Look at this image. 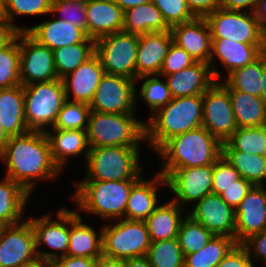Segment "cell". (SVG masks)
<instances>
[{
	"label": "cell",
	"mask_w": 266,
	"mask_h": 267,
	"mask_svg": "<svg viewBox=\"0 0 266 267\" xmlns=\"http://www.w3.org/2000/svg\"><path fill=\"white\" fill-rule=\"evenodd\" d=\"M0 158L6 163L8 178L22 185L30 194L34 180H51L60 174L55 165L49 139L44 131H32L10 137Z\"/></svg>",
	"instance_id": "1"
},
{
	"label": "cell",
	"mask_w": 266,
	"mask_h": 267,
	"mask_svg": "<svg viewBox=\"0 0 266 267\" xmlns=\"http://www.w3.org/2000/svg\"><path fill=\"white\" fill-rule=\"evenodd\" d=\"M166 177L171 171L214 164L222 156V143L204 127L192 129L167 140L157 151Z\"/></svg>",
	"instance_id": "2"
},
{
	"label": "cell",
	"mask_w": 266,
	"mask_h": 267,
	"mask_svg": "<svg viewBox=\"0 0 266 267\" xmlns=\"http://www.w3.org/2000/svg\"><path fill=\"white\" fill-rule=\"evenodd\" d=\"M157 112L145 123V141L155 152L172 137L202 126V95L172 98Z\"/></svg>",
	"instance_id": "3"
},
{
	"label": "cell",
	"mask_w": 266,
	"mask_h": 267,
	"mask_svg": "<svg viewBox=\"0 0 266 267\" xmlns=\"http://www.w3.org/2000/svg\"><path fill=\"white\" fill-rule=\"evenodd\" d=\"M139 179L119 181L83 180L76 183L73 199L81 211L107 219H123L132 186Z\"/></svg>",
	"instance_id": "4"
},
{
	"label": "cell",
	"mask_w": 266,
	"mask_h": 267,
	"mask_svg": "<svg viewBox=\"0 0 266 267\" xmlns=\"http://www.w3.org/2000/svg\"><path fill=\"white\" fill-rule=\"evenodd\" d=\"M89 148L104 146L139 147L145 141V123L135 114L90 111L87 127Z\"/></svg>",
	"instance_id": "5"
},
{
	"label": "cell",
	"mask_w": 266,
	"mask_h": 267,
	"mask_svg": "<svg viewBox=\"0 0 266 267\" xmlns=\"http://www.w3.org/2000/svg\"><path fill=\"white\" fill-rule=\"evenodd\" d=\"M140 148L104 146L90 148L84 180L119 181L140 179Z\"/></svg>",
	"instance_id": "6"
},
{
	"label": "cell",
	"mask_w": 266,
	"mask_h": 267,
	"mask_svg": "<svg viewBox=\"0 0 266 267\" xmlns=\"http://www.w3.org/2000/svg\"><path fill=\"white\" fill-rule=\"evenodd\" d=\"M23 88L24 114L29 130L44 132L45 126L53 127L66 101L62 79L36 82Z\"/></svg>",
	"instance_id": "7"
},
{
	"label": "cell",
	"mask_w": 266,
	"mask_h": 267,
	"mask_svg": "<svg viewBox=\"0 0 266 267\" xmlns=\"http://www.w3.org/2000/svg\"><path fill=\"white\" fill-rule=\"evenodd\" d=\"M150 243L144 221L121 219L102 226L104 256L123 260L147 256Z\"/></svg>",
	"instance_id": "8"
},
{
	"label": "cell",
	"mask_w": 266,
	"mask_h": 267,
	"mask_svg": "<svg viewBox=\"0 0 266 267\" xmlns=\"http://www.w3.org/2000/svg\"><path fill=\"white\" fill-rule=\"evenodd\" d=\"M139 36L124 31L95 40V54L105 73L137 81L136 56Z\"/></svg>",
	"instance_id": "9"
},
{
	"label": "cell",
	"mask_w": 266,
	"mask_h": 267,
	"mask_svg": "<svg viewBox=\"0 0 266 267\" xmlns=\"http://www.w3.org/2000/svg\"><path fill=\"white\" fill-rule=\"evenodd\" d=\"M217 8L205 19L210 27L212 38H227L245 44H266L263 33L254 12Z\"/></svg>",
	"instance_id": "10"
},
{
	"label": "cell",
	"mask_w": 266,
	"mask_h": 267,
	"mask_svg": "<svg viewBox=\"0 0 266 267\" xmlns=\"http://www.w3.org/2000/svg\"><path fill=\"white\" fill-rule=\"evenodd\" d=\"M136 81L105 73L89 104L90 110L112 114H135Z\"/></svg>",
	"instance_id": "11"
},
{
	"label": "cell",
	"mask_w": 266,
	"mask_h": 267,
	"mask_svg": "<svg viewBox=\"0 0 266 267\" xmlns=\"http://www.w3.org/2000/svg\"><path fill=\"white\" fill-rule=\"evenodd\" d=\"M202 98V127L221 143L226 142L238 128L228 90L216 81Z\"/></svg>",
	"instance_id": "12"
},
{
	"label": "cell",
	"mask_w": 266,
	"mask_h": 267,
	"mask_svg": "<svg viewBox=\"0 0 266 267\" xmlns=\"http://www.w3.org/2000/svg\"><path fill=\"white\" fill-rule=\"evenodd\" d=\"M20 73L22 86L58 79L53 50L38 43L26 31L19 32Z\"/></svg>",
	"instance_id": "13"
},
{
	"label": "cell",
	"mask_w": 266,
	"mask_h": 267,
	"mask_svg": "<svg viewBox=\"0 0 266 267\" xmlns=\"http://www.w3.org/2000/svg\"><path fill=\"white\" fill-rule=\"evenodd\" d=\"M57 219H50V214L42 215L37 219H28L35 235L37 255L40 259L55 260L67 256L69 246L70 226L72 225V211L67 208H60L57 211ZM68 225V226H67ZM42 244L49 246L54 252L38 251Z\"/></svg>",
	"instance_id": "14"
},
{
	"label": "cell",
	"mask_w": 266,
	"mask_h": 267,
	"mask_svg": "<svg viewBox=\"0 0 266 267\" xmlns=\"http://www.w3.org/2000/svg\"><path fill=\"white\" fill-rule=\"evenodd\" d=\"M165 179L168 188L176 197L172 201L184 207L186 203L199 201L212 193L213 164L179 168L171 171Z\"/></svg>",
	"instance_id": "15"
},
{
	"label": "cell",
	"mask_w": 266,
	"mask_h": 267,
	"mask_svg": "<svg viewBox=\"0 0 266 267\" xmlns=\"http://www.w3.org/2000/svg\"><path fill=\"white\" fill-rule=\"evenodd\" d=\"M38 258L34 231L28 220L3 229L0 237V267H24Z\"/></svg>",
	"instance_id": "16"
},
{
	"label": "cell",
	"mask_w": 266,
	"mask_h": 267,
	"mask_svg": "<svg viewBox=\"0 0 266 267\" xmlns=\"http://www.w3.org/2000/svg\"><path fill=\"white\" fill-rule=\"evenodd\" d=\"M192 219L201 223L215 236H227L235 239L236 216L218 194L210 193L197 201L191 213Z\"/></svg>",
	"instance_id": "17"
},
{
	"label": "cell",
	"mask_w": 266,
	"mask_h": 267,
	"mask_svg": "<svg viewBox=\"0 0 266 267\" xmlns=\"http://www.w3.org/2000/svg\"><path fill=\"white\" fill-rule=\"evenodd\" d=\"M266 186L254 185L235 210V241L266 231Z\"/></svg>",
	"instance_id": "18"
},
{
	"label": "cell",
	"mask_w": 266,
	"mask_h": 267,
	"mask_svg": "<svg viewBox=\"0 0 266 267\" xmlns=\"http://www.w3.org/2000/svg\"><path fill=\"white\" fill-rule=\"evenodd\" d=\"M173 43L184 49L196 62L209 63L212 52V36L205 17L174 25L170 28Z\"/></svg>",
	"instance_id": "19"
},
{
	"label": "cell",
	"mask_w": 266,
	"mask_h": 267,
	"mask_svg": "<svg viewBox=\"0 0 266 267\" xmlns=\"http://www.w3.org/2000/svg\"><path fill=\"white\" fill-rule=\"evenodd\" d=\"M266 51V44H245L231 41L230 39L212 38V52L209 60L213 76L216 81L221 78L213 66L214 56L225 66L228 74L233 70L243 68L247 64L254 62ZM213 61V62H212ZM212 65V66H211Z\"/></svg>",
	"instance_id": "20"
},
{
	"label": "cell",
	"mask_w": 266,
	"mask_h": 267,
	"mask_svg": "<svg viewBox=\"0 0 266 267\" xmlns=\"http://www.w3.org/2000/svg\"><path fill=\"white\" fill-rule=\"evenodd\" d=\"M104 74L100 59L94 54L85 63L62 78L66 100L70 101V93H72L74 98L72 102L90 104Z\"/></svg>",
	"instance_id": "21"
},
{
	"label": "cell",
	"mask_w": 266,
	"mask_h": 267,
	"mask_svg": "<svg viewBox=\"0 0 266 267\" xmlns=\"http://www.w3.org/2000/svg\"><path fill=\"white\" fill-rule=\"evenodd\" d=\"M173 43L171 30L151 32L139 36L136 56L137 79L147 75H159L164 59Z\"/></svg>",
	"instance_id": "22"
},
{
	"label": "cell",
	"mask_w": 266,
	"mask_h": 267,
	"mask_svg": "<svg viewBox=\"0 0 266 267\" xmlns=\"http://www.w3.org/2000/svg\"><path fill=\"white\" fill-rule=\"evenodd\" d=\"M124 11L113 0L86 1L87 36L93 40L123 31Z\"/></svg>",
	"instance_id": "23"
},
{
	"label": "cell",
	"mask_w": 266,
	"mask_h": 267,
	"mask_svg": "<svg viewBox=\"0 0 266 267\" xmlns=\"http://www.w3.org/2000/svg\"><path fill=\"white\" fill-rule=\"evenodd\" d=\"M165 77L172 98L203 95L216 82L209 63L204 62H196Z\"/></svg>",
	"instance_id": "24"
},
{
	"label": "cell",
	"mask_w": 266,
	"mask_h": 267,
	"mask_svg": "<svg viewBox=\"0 0 266 267\" xmlns=\"http://www.w3.org/2000/svg\"><path fill=\"white\" fill-rule=\"evenodd\" d=\"M25 31L38 43L51 50L82 43L88 37L81 28L58 18L52 21L46 20L33 27H27Z\"/></svg>",
	"instance_id": "25"
},
{
	"label": "cell",
	"mask_w": 266,
	"mask_h": 267,
	"mask_svg": "<svg viewBox=\"0 0 266 267\" xmlns=\"http://www.w3.org/2000/svg\"><path fill=\"white\" fill-rule=\"evenodd\" d=\"M160 184L167 186L166 179L161 173H157L155 178L149 181L141 177L132 186L124 219L145 221L158 206L157 190Z\"/></svg>",
	"instance_id": "26"
},
{
	"label": "cell",
	"mask_w": 266,
	"mask_h": 267,
	"mask_svg": "<svg viewBox=\"0 0 266 267\" xmlns=\"http://www.w3.org/2000/svg\"><path fill=\"white\" fill-rule=\"evenodd\" d=\"M0 122L9 137L29 132L24 114V88L0 89Z\"/></svg>",
	"instance_id": "27"
},
{
	"label": "cell",
	"mask_w": 266,
	"mask_h": 267,
	"mask_svg": "<svg viewBox=\"0 0 266 267\" xmlns=\"http://www.w3.org/2000/svg\"><path fill=\"white\" fill-rule=\"evenodd\" d=\"M45 130L50 143L51 155L55 165L62 171L69 156L76 157L84 152L85 161L89 153L87 131L85 130Z\"/></svg>",
	"instance_id": "28"
},
{
	"label": "cell",
	"mask_w": 266,
	"mask_h": 267,
	"mask_svg": "<svg viewBox=\"0 0 266 267\" xmlns=\"http://www.w3.org/2000/svg\"><path fill=\"white\" fill-rule=\"evenodd\" d=\"M99 236L89 225L83 224L77 211L72 210L67 256L98 259L103 255L102 229Z\"/></svg>",
	"instance_id": "29"
},
{
	"label": "cell",
	"mask_w": 266,
	"mask_h": 267,
	"mask_svg": "<svg viewBox=\"0 0 266 267\" xmlns=\"http://www.w3.org/2000/svg\"><path fill=\"white\" fill-rule=\"evenodd\" d=\"M182 207L174 201L159 205L144 221L151 242L177 238L183 221Z\"/></svg>",
	"instance_id": "30"
},
{
	"label": "cell",
	"mask_w": 266,
	"mask_h": 267,
	"mask_svg": "<svg viewBox=\"0 0 266 267\" xmlns=\"http://www.w3.org/2000/svg\"><path fill=\"white\" fill-rule=\"evenodd\" d=\"M161 11L149 1L127 9L123 15V31L138 36L151 32L169 31Z\"/></svg>",
	"instance_id": "31"
},
{
	"label": "cell",
	"mask_w": 266,
	"mask_h": 267,
	"mask_svg": "<svg viewBox=\"0 0 266 267\" xmlns=\"http://www.w3.org/2000/svg\"><path fill=\"white\" fill-rule=\"evenodd\" d=\"M238 128L266 126V101L262 97L228 90Z\"/></svg>",
	"instance_id": "32"
},
{
	"label": "cell",
	"mask_w": 266,
	"mask_h": 267,
	"mask_svg": "<svg viewBox=\"0 0 266 267\" xmlns=\"http://www.w3.org/2000/svg\"><path fill=\"white\" fill-rule=\"evenodd\" d=\"M29 198L22 185L5 176L0 182V221L6 226L19 224Z\"/></svg>",
	"instance_id": "33"
},
{
	"label": "cell",
	"mask_w": 266,
	"mask_h": 267,
	"mask_svg": "<svg viewBox=\"0 0 266 267\" xmlns=\"http://www.w3.org/2000/svg\"><path fill=\"white\" fill-rule=\"evenodd\" d=\"M222 155L253 185L263 186L265 180V156L234 150L227 142L222 143Z\"/></svg>",
	"instance_id": "34"
},
{
	"label": "cell",
	"mask_w": 266,
	"mask_h": 267,
	"mask_svg": "<svg viewBox=\"0 0 266 267\" xmlns=\"http://www.w3.org/2000/svg\"><path fill=\"white\" fill-rule=\"evenodd\" d=\"M264 69V53L254 62L227 74L221 84L227 90H238L252 96L262 97V74Z\"/></svg>",
	"instance_id": "35"
},
{
	"label": "cell",
	"mask_w": 266,
	"mask_h": 267,
	"mask_svg": "<svg viewBox=\"0 0 266 267\" xmlns=\"http://www.w3.org/2000/svg\"><path fill=\"white\" fill-rule=\"evenodd\" d=\"M95 54V40L86 38L82 43L53 50L54 66L58 79L64 78Z\"/></svg>",
	"instance_id": "36"
},
{
	"label": "cell",
	"mask_w": 266,
	"mask_h": 267,
	"mask_svg": "<svg viewBox=\"0 0 266 267\" xmlns=\"http://www.w3.org/2000/svg\"><path fill=\"white\" fill-rule=\"evenodd\" d=\"M236 244L234 238L214 235L199 251L184 255V267H216Z\"/></svg>",
	"instance_id": "37"
},
{
	"label": "cell",
	"mask_w": 266,
	"mask_h": 267,
	"mask_svg": "<svg viewBox=\"0 0 266 267\" xmlns=\"http://www.w3.org/2000/svg\"><path fill=\"white\" fill-rule=\"evenodd\" d=\"M19 32L6 46L0 49V89L20 85Z\"/></svg>",
	"instance_id": "38"
},
{
	"label": "cell",
	"mask_w": 266,
	"mask_h": 267,
	"mask_svg": "<svg viewBox=\"0 0 266 267\" xmlns=\"http://www.w3.org/2000/svg\"><path fill=\"white\" fill-rule=\"evenodd\" d=\"M214 235L201 223L186 215L181 222L177 235V241L181 247L183 255L199 251L204 247Z\"/></svg>",
	"instance_id": "39"
},
{
	"label": "cell",
	"mask_w": 266,
	"mask_h": 267,
	"mask_svg": "<svg viewBox=\"0 0 266 267\" xmlns=\"http://www.w3.org/2000/svg\"><path fill=\"white\" fill-rule=\"evenodd\" d=\"M147 257L152 267H184V255L177 238L151 242Z\"/></svg>",
	"instance_id": "40"
},
{
	"label": "cell",
	"mask_w": 266,
	"mask_h": 267,
	"mask_svg": "<svg viewBox=\"0 0 266 267\" xmlns=\"http://www.w3.org/2000/svg\"><path fill=\"white\" fill-rule=\"evenodd\" d=\"M226 142L236 151L264 156L266 126L237 128Z\"/></svg>",
	"instance_id": "41"
},
{
	"label": "cell",
	"mask_w": 266,
	"mask_h": 267,
	"mask_svg": "<svg viewBox=\"0 0 266 267\" xmlns=\"http://www.w3.org/2000/svg\"><path fill=\"white\" fill-rule=\"evenodd\" d=\"M90 111L89 104L66 100L52 129L87 131Z\"/></svg>",
	"instance_id": "42"
},
{
	"label": "cell",
	"mask_w": 266,
	"mask_h": 267,
	"mask_svg": "<svg viewBox=\"0 0 266 267\" xmlns=\"http://www.w3.org/2000/svg\"><path fill=\"white\" fill-rule=\"evenodd\" d=\"M153 76L154 77L147 75L137 79L139 81L147 78L141 85L139 97H142L147 103L152 114L166 106L172 100L166 79L165 82H163L157 78L159 75Z\"/></svg>",
	"instance_id": "43"
},
{
	"label": "cell",
	"mask_w": 266,
	"mask_h": 267,
	"mask_svg": "<svg viewBox=\"0 0 266 267\" xmlns=\"http://www.w3.org/2000/svg\"><path fill=\"white\" fill-rule=\"evenodd\" d=\"M6 11L12 26L18 31H25V28L16 26L15 15H47L51 13L52 0H5Z\"/></svg>",
	"instance_id": "44"
},
{
	"label": "cell",
	"mask_w": 266,
	"mask_h": 267,
	"mask_svg": "<svg viewBox=\"0 0 266 267\" xmlns=\"http://www.w3.org/2000/svg\"><path fill=\"white\" fill-rule=\"evenodd\" d=\"M60 13L64 20L71 25L81 28L87 34V17H86V2L77 1H51V14Z\"/></svg>",
	"instance_id": "45"
},
{
	"label": "cell",
	"mask_w": 266,
	"mask_h": 267,
	"mask_svg": "<svg viewBox=\"0 0 266 267\" xmlns=\"http://www.w3.org/2000/svg\"><path fill=\"white\" fill-rule=\"evenodd\" d=\"M161 11L166 24L171 28L174 25L191 21L195 16L188 9L186 0H151Z\"/></svg>",
	"instance_id": "46"
},
{
	"label": "cell",
	"mask_w": 266,
	"mask_h": 267,
	"mask_svg": "<svg viewBox=\"0 0 266 267\" xmlns=\"http://www.w3.org/2000/svg\"><path fill=\"white\" fill-rule=\"evenodd\" d=\"M239 178V172L222 155L213 164L212 193L220 195Z\"/></svg>",
	"instance_id": "47"
},
{
	"label": "cell",
	"mask_w": 266,
	"mask_h": 267,
	"mask_svg": "<svg viewBox=\"0 0 266 267\" xmlns=\"http://www.w3.org/2000/svg\"><path fill=\"white\" fill-rule=\"evenodd\" d=\"M196 63L184 49L172 43L164 59L159 76H166L188 68Z\"/></svg>",
	"instance_id": "48"
},
{
	"label": "cell",
	"mask_w": 266,
	"mask_h": 267,
	"mask_svg": "<svg viewBox=\"0 0 266 267\" xmlns=\"http://www.w3.org/2000/svg\"><path fill=\"white\" fill-rule=\"evenodd\" d=\"M254 185L245 178L240 177L233 185L226 188L221 194V198L234 210L239 206L246 194Z\"/></svg>",
	"instance_id": "49"
},
{
	"label": "cell",
	"mask_w": 266,
	"mask_h": 267,
	"mask_svg": "<svg viewBox=\"0 0 266 267\" xmlns=\"http://www.w3.org/2000/svg\"><path fill=\"white\" fill-rule=\"evenodd\" d=\"M216 267H254L253 260L241 244H236Z\"/></svg>",
	"instance_id": "50"
},
{
	"label": "cell",
	"mask_w": 266,
	"mask_h": 267,
	"mask_svg": "<svg viewBox=\"0 0 266 267\" xmlns=\"http://www.w3.org/2000/svg\"><path fill=\"white\" fill-rule=\"evenodd\" d=\"M241 245L246 249L251 260L253 257L256 259L260 258L266 263V231L249 236ZM253 249L255 253L252 254L254 256L251 254Z\"/></svg>",
	"instance_id": "51"
},
{
	"label": "cell",
	"mask_w": 266,
	"mask_h": 267,
	"mask_svg": "<svg viewBox=\"0 0 266 267\" xmlns=\"http://www.w3.org/2000/svg\"><path fill=\"white\" fill-rule=\"evenodd\" d=\"M186 3L195 17H206L219 8V0H186Z\"/></svg>",
	"instance_id": "52"
},
{
	"label": "cell",
	"mask_w": 266,
	"mask_h": 267,
	"mask_svg": "<svg viewBox=\"0 0 266 267\" xmlns=\"http://www.w3.org/2000/svg\"><path fill=\"white\" fill-rule=\"evenodd\" d=\"M96 262L91 258L64 256L53 260V267H95Z\"/></svg>",
	"instance_id": "53"
},
{
	"label": "cell",
	"mask_w": 266,
	"mask_h": 267,
	"mask_svg": "<svg viewBox=\"0 0 266 267\" xmlns=\"http://www.w3.org/2000/svg\"><path fill=\"white\" fill-rule=\"evenodd\" d=\"M258 0H219V8L226 10L248 11L247 8L254 12Z\"/></svg>",
	"instance_id": "54"
},
{
	"label": "cell",
	"mask_w": 266,
	"mask_h": 267,
	"mask_svg": "<svg viewBox=\"0 0 266 267\" xmlns=\"http://www.w3.org/2000/svg\"><path fill=\"white\" fill-rule=\"evenodd\" d=\"M17 33L10 22H0V49L10 43Z\"/></svg>",
	"instance_id": "55"
},
{
	"label": "cell",
	"mask_w": 266,
	"mask_h": 267,
	"mask_svg": "<svg viewBox=\"0 0 266 267\" xmlns=\"http://www.w3.org/2000/svg\"><path fill=\"white\" fill-rule=\"evenodd\" d=\"M254 15L259 21L263 33L266 35V0H258Z\"/></svg>",
	"instance_id": "56"
},
{
	"label": "cell",
	"mask_w": 266,
	"mask_h": 267,
	"mask_svg": "<svg viewBox=\"0 0 266 267\" xmlns=\"http://www.w3.org/2000/svg\"><path fill=\"white\" fill-rule=\"evenodd\" d=\"M95 267H126V260L102 255L97 259Z\"/></svg>",
	"instance_id": "57"
},
{
	"label": "cell",
	"mask_w": 266,
	"mask_h": 267,
	"mask_svg": "<svg viewBox=\"0 0 266 267\" xmlns=\"http://www.w3.org/2000/svg\"><path fill=\"white\" fill-rule=\"evenodd\" d=\"M126 267H152L147 256L126 259Z\"/></svg>",
	"instance_id": "58"
},
{
	"label": "cell",
	"mask_w": 266,
	"mask_h": 267,
	"mask_svg": "<svg viewBox=\"0 0 266 267\" xmlns=\"http://www.w3.org/2000/svg\"><path fill=\"white\" fill-rule=\"evenodd\" d=\"M123 11L147 3L151 0H113Z\"/></svg>",
	"instance_id": "59"
},
{
	"label": "cell",
	"mask_w": 266,
	"mask_h": 267,
	"mask_svg": "<svg viewBox=\"0 0 266 267\" xmlns=\"http://www.w3.org/2000/svg\"><path fill=\"white\" fill-rule=\"evenodd\" d=\"M24 267H53V261L38 258Z\"/></svg>",
	"instance_id": "60"
},
{
	"label": "cell",
	"mask_w": 266,
	"mask_h": 267,
	"mask_svg": "<svg viewBox=\"0 0 266 267\" xmlns=\"http://www.w3.org/2000/svg\"><path fill=\"white\" fill-rule=\"evenodd\" d=\"M9 138L0 122V153L4 150Z\"/></svg>",
	"instance_id": "61"
},
{
	"label": "cell",
	"mask_w": 266,
	"mask_h": 267,
	"mask_svg": "<svg viewBox=\"0 0 266 267\" xmlns=\"http://www.w3.org/2000/svg\"><path fill=\"white\" fill-rule=\"evenodd\" d=\"M0 22H10L7 16L5 0H0Z\"/></svg>",
	"instance_id": "62"
},
{
	"label": "cell",
	"mask_w": 266,
	"mask_h": 267,
	"mask_svg": "<svg viewBox=\"0 0 266 267\" xmlns=\"http://www.w3.org/2000/svg\"><path fill=\"white\" fill-rule=\"evenodd\" d=\"M262 98L266 101V51L264 52V69L262 74Z\"/></svg>",
	"instance_id": "63"
},
{
	"label": "cell",
	"mask_w": 266,
	"mask_h": 267,
	"mask_svg": "<svg viewBox=\"0 0 266 267\" xmlns=\"http://www.w3.org/2000/svg\"><path fill=\"white\" fill-rule=\"evenodd\" d=\"M5 227H6V225L0 221V237H1L2 231Z\"/></svg>",
	"instance_id": "64"
},
{
	"label": "cell",
	"mask_w": 266,
	"mask_h": 267,
	"mask_svg": "<svg viewBox=\"0 0 266 267\" xmlns=\"http://www.w3.org/2000/svg\"><path fill=\"white\" fill-rule=\"evenodd\" d=\"M264 156H265V180H266V152H264Z\"/></svg>",
	"instance_id": "65"
},
{
	"label": "cell",
	"mask_w": 266,
	"mask_h": 267,
	"mask_svg": "<svg viewBox=\"0 0 266 267\" xmlns=\"http://www.w3.org/2000/svg\"><path fill=\"white\" fill-rule=\"evenodd\" d=\"M52 1H60V0H52ZM65 1H77V0H65Z\"/></svg>",
	"instance_id": "66"
}]
</instances>
